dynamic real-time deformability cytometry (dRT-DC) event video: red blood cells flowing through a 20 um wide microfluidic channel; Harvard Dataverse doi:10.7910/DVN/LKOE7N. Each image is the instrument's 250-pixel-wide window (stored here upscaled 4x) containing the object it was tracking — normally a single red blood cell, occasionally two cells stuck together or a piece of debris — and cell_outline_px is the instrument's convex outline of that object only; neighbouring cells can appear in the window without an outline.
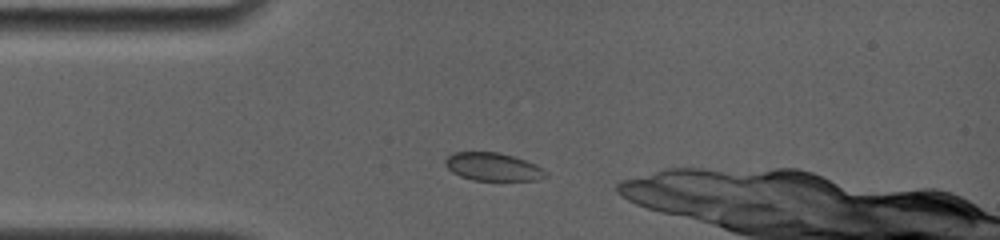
{"species": "common noctule bat (a hibernating species)", "species_latin": "Nyctalus noctula", "temperature_condition": "room temperature", "stored_images_in_passage": 28, "camera_frame_rate_fps": 4000, "um_per_image_px": 0.085, "animal": {"sex": "female", "body_mass_g": 19.0, "forearm_length_mm": 56.7}, "frame": {"image": 1, "passage_image": 3, "time_ms": 1.0, "image_size_px": [1000, 240], "cell_outline_px": [[548, 176], [540, 180], [472, 180], [460, 176], [452, 172], [444, 164], [444, 160], [452, 152], [496, 152], [512, 156], [536, 164], [548, 172]], "centroid_in_image_um": [41.9, 14.18], "position_along_channel_um": 43.1, "area_um2": 16.47}}
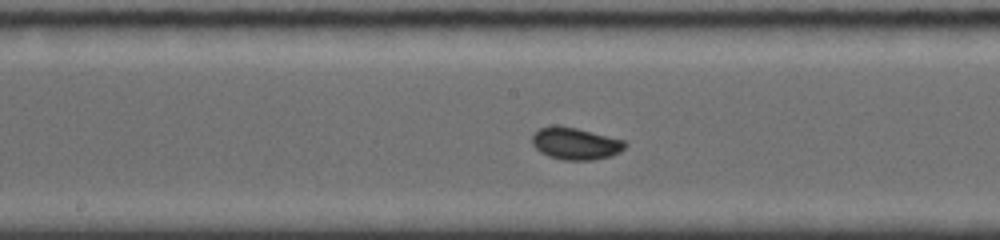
{"frame": {"image": 2, "passage_image": 12, "time_ms": 5.5, "image_size_px": [1000, 240], "cell_outline_px": [[628, 144], [620, 152], [612, 156], [592, 160], [564, 160], [548, 156], [540, 152], [532, 144], [532, 132], [540, 128], [556, 124], [576, 128], [624, 140]], "centroid_in_image_um": [48.89, 12.2], "position_along_channel_um": 199.3, "area_um2": 17.51}}
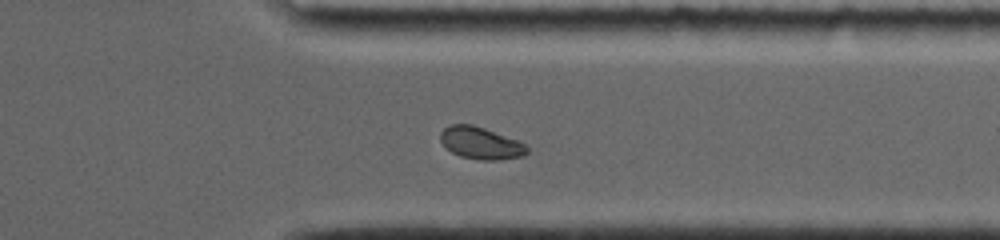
{"frame": {"image": 3, "passage_image": 21, "time_ms": 10.0, "image_size_px": [1000, 240], "cell_outline_px": [[528, 152], [524, 156], [500, 160], [480, 160], [460, 156], [452, 152], [440, 140], [440, 132], [448, 124], [472, 124], [520, 140], [528, 148]], "centroid_in_image_um": [40.89, 12.16], "position_along_channel_um": 370.5, "area_um2": 16.36}}